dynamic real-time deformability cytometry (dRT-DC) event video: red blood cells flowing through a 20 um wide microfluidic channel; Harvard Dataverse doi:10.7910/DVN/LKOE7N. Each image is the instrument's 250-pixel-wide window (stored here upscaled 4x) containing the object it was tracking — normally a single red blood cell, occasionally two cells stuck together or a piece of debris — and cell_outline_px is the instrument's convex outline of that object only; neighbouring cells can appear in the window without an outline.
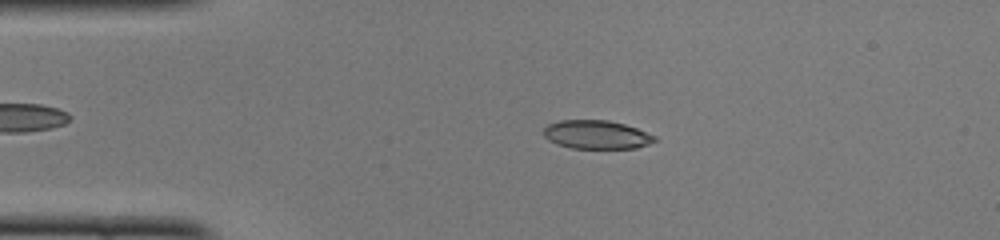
{"species": "common noctule bat (a hibernating species)", "species_latin": "Nyctalus noctula", "temperature_condition": "cold", "stored_images_in_passage": 47, "camera_frame_rate_fps": 3000, "um_per_image_px": 0.085, "animal": {"sex": "female", "body_mass_g": 22.0, "forearm_length_mm": 56.7}, "frame": {"image": 1, "passage_image": 9, "time_ms": 2.667, "image_size_px": [1000, 240], "cell_outline_px": [[656, 140], [648, 144], [636, 148], [572, 148], [556, 144], [548, 140], [544, 136], [544, 128], [548, 124], [560, 120], [608, 120], [624, 124], [636, 128], [656, 136]], "centroid_in_image_um": [50.68, 11.44], "position_along_channel_um": 34.3, "area_um2": 18.44}}
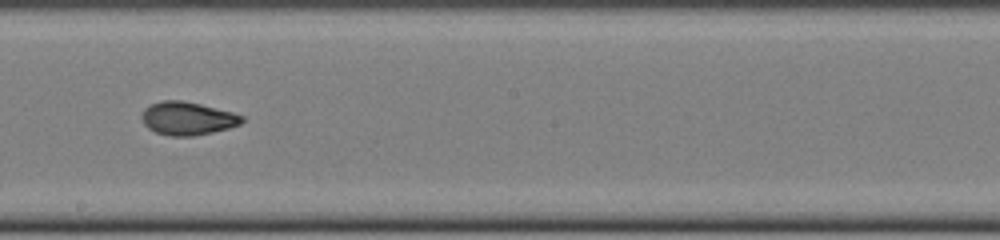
{"frame": {"image": 2, "passage_image": 26, "time_ms": 8.333, "image_size_px": [1000, 240], "cell_outline_px": [[244, 120], [240, 124], [228, 128], [212, 132], [192, 136], [168, 136], [156, 132], [148, 128], [144, 124], [140, 116], [144, 108], [160, 100], [184, 100], [232, 112], [244, 116]], "centroid_in_image_um": [15.91, 10.06], "position_along_channel_um": 232.3, "area_um2": 19.42}}
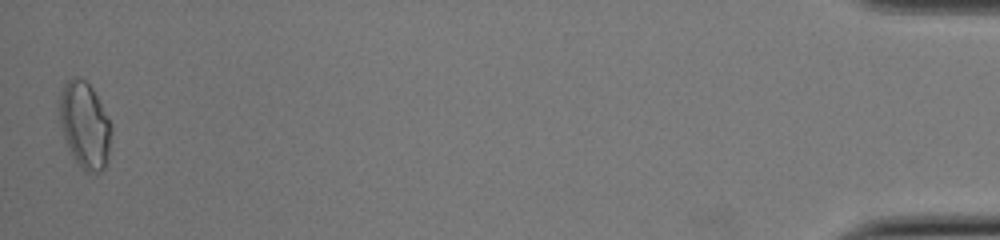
{"frame": {"image": 3, "passage_image": 47, "time_ms": 15.333, "image_size_px": [1000, 240], "cell_outline_px": [[112, 128], [108, 160], [104, 168], [100, 172], [88, 172], [72, 156], [64, 136], [60, 124], [56, 108], [56, 100], [64, 84], [72, 76], [76, 76], [84, 80], [92, 88], [108, 116], [112, 124]], "centroid_in_image_um": [7.18, 10.58], "position_along_channel_um": 428.0, "area_um2": 26.47}, "authors_computed_cell_mechanics": {"area_um2": 19.2474, "velocity_mm_per_s": 4.1156, "shape_relaxation_time_tau1_ms": 7.6001, "shape_relaxation_time_tau2_ms": 1.4558, "deformation_change_tau1": 0.2135, "deformation_change_tau2": 0.0532}}